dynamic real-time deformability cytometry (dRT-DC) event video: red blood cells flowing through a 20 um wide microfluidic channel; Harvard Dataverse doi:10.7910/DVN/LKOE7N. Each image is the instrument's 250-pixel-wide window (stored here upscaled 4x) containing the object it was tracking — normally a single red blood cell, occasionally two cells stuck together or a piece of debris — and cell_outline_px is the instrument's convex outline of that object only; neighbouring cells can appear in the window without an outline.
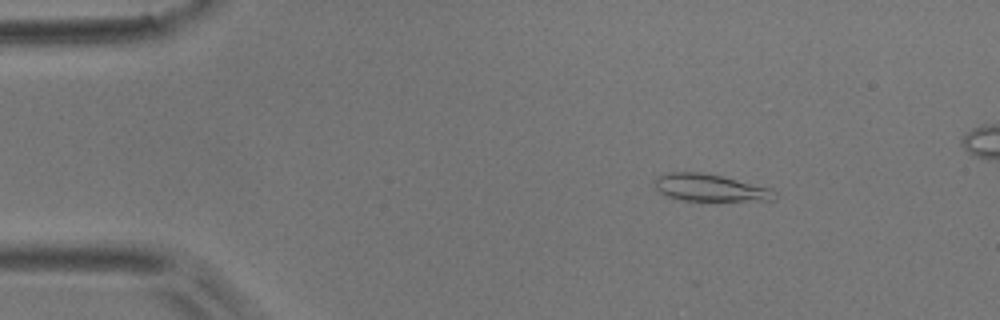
{"species": "common noctule bat (a hibernating species)", "species_latin": "Nyctalus noctula", "temperature_condition": "room temperature", "stored_images_in_passage": 5, "camera_frame_rate_fps": 3000, "um_per_image_px": 0.085, "animal": {"sex": "male", "body_mass_g": 17.9}, "frame": {"image": 1, "passage_image": 2, "time_ms": 1.333, "image_size_px": [1000, 320], "cell_outline_px": [[776, 200], [680, 200], [668, 196], [660, 192], [652, 184], [652, 180], [656, 176], [668, 172], [700, 172], [720, 176], [772, 188], [776, 192]], "centroid_in_image_um": [60.31, 15.95], "position_along_channel_um": 24.7, "area_um2": 18.96}}